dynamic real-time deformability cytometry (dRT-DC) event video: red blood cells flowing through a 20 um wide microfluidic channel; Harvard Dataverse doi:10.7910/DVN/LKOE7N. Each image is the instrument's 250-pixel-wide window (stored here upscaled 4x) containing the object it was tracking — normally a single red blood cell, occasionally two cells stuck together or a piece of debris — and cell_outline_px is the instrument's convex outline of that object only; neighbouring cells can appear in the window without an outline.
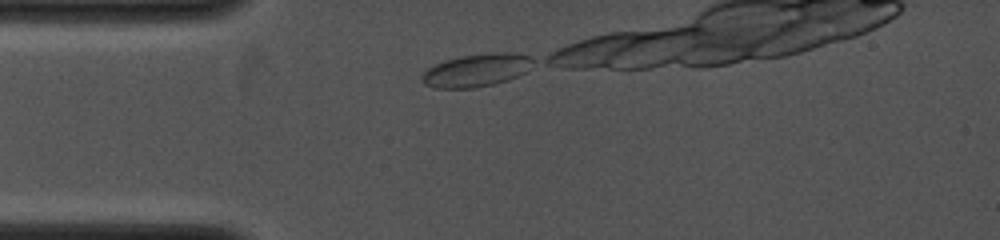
{"species": "common noctule bat (a hibernating species)", "species_latin": "Nyctalus noctula", "temperature_condition": "cold", "stored_images_in_passage": 8, "camera_frame_rate_fps": 4000, "um_per_image_px": 0.085, "animal": {"sex": "female", "body_mass_g": 19.0, "forearm_length_mm": 53.3}, "frame": {"image": 1, "passage_image": 1, "time_ms": 0.0, "image_size_px": [1000, 240], "cell_outline_px": [[532, 60], [524, 72], [508, 80], [476, 88], [436, 88], [424, 84], [420, 80], [420, 76], [428, 68], [444, 60], [460, 56], [492, 52], [512, 52], [528, 56]], "centroid_in_image_um": [40.43, 5.97], "position_along_channel_um": 44.6, "area_um2": 21.1}}